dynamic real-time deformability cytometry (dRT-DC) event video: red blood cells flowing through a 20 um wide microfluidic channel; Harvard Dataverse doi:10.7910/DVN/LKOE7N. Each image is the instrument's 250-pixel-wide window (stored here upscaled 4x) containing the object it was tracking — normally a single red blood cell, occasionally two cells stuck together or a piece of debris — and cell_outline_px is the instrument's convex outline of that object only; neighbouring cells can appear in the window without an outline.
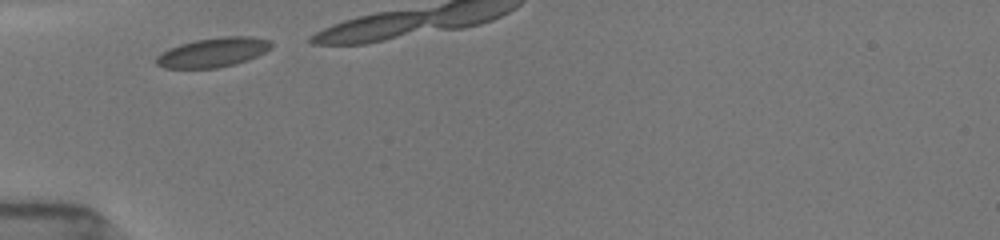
{"species": "common noctule bat (a hibernating species)", "species_latin": "Nyctalus noctula", "temperature_condition": "room temperature", "stored_images_in_passage": 6, "camera_frame_rate_fps": 3000, "um_per_image_px": 0.085, "animal": {"sex": "female", "body_mass_g": 19.5, "forearm_length_mm": 54.1}, "frame": {"image": 1, "passage_image": 1, "time_ms": 0.0, "image_size_px": [1000, 240], "cell_outline_px": [[272, 48], [248, 60], [236, 64], [216, 68], [164, 68], [156, 64], [156, 56], [160, 52], [168, 48], [180, 44], [196, 40], [224, 36], [252, 36], [268, 40], [272, 44]], "centroid_in_image_um": [18.09, 4.45], "position_along_channel_um": 66.9, "area_um2": 19.77}}
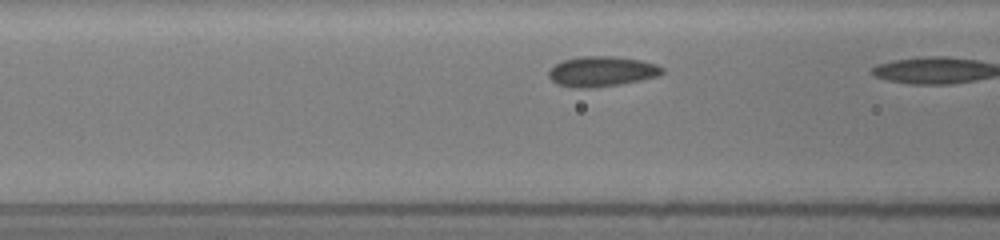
{"frame": {"image": 2, "passage_image": 5, "time_ms": 1.333, "image_size_px": [1000, 240], "cell_outline_px": [[664, 72], [660, 76], [620, 84], [592, 88], [576, 88], [556, 84], [548, 76], [548, 72], [556, 64], [564, 60], [580, 56], [612, 56], [640, 60], [656, 64], [664, 68]], "centroid_in_image_um": [51.16, 6.08], "position_along_channel_um": 115.4, "area_um2": 20.0}}